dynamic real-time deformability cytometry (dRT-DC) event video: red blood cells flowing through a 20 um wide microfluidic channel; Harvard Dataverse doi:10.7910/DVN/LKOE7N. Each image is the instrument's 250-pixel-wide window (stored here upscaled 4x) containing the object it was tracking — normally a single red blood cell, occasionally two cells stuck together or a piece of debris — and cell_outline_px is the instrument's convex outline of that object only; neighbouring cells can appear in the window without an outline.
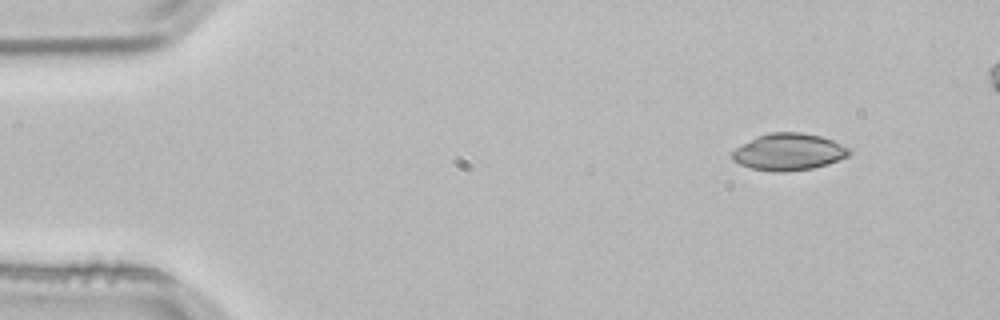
{"species": "common noctule bat (a hibernating species)", "species_latin": "Nyctalus noctula", "temperature_condition": "room temperature", "stored_images_in_passage": 4, "camera_frame_rate_fps": 3000, "um_per_image_px": 0.085, "animal": {"sex": "male", "body_mass_g": 21.5, "forearm_length_mm": 52.0}, "frame": {"image": 1, "passage_image": 1, "time_ms": 0.0, "image_size_px": [1000, 320], "cell_outline_px": [[852, 152], [848, 156], [828, 164], [812, 168], [784, 172], [772, 172], [752, 168], [740, 164], [732, 160], [732, 152], [736, 148], [756, 136], [772, 132], [800, 132], [820, 136], [832, 140], [852, 148]], "centroid_in_image_um": [67.06, 12.91], "position_along_channel_um": 17.9, "area_um2": 25.2}}